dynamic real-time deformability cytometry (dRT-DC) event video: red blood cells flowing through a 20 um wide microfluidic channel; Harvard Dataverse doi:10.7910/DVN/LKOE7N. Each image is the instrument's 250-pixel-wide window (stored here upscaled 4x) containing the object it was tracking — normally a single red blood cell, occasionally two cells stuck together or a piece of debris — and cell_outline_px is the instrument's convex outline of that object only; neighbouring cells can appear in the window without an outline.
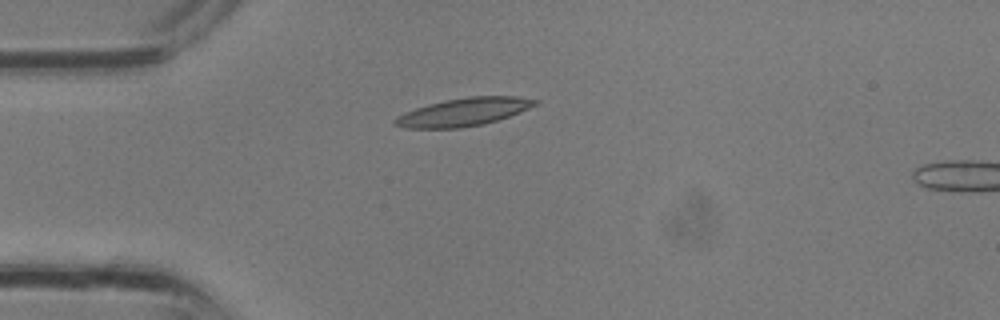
{"species": "common noctule bat (a hibernating species)", "species_latin": "Nyctalus noctula", "temperature_condition": "room temperature", "stored_images_in_passage": 2, "camera_frame_rate_fps": 3000, "um_per_image_px": 0.085, "animal": {"sex": "male", "body_mass_g": 13.3}, "frame": {"image": 1, "passage_image": 1, "time_ms": 0.0, "image_size_px": [1000, 320], "cell_outline_px": [[540, 104], [520, 112], [484, 124], [460, 128], [404, 128], [392, 124], [392, 120], [396, 116], [404, 112], [428, 104], [468, 96], [516, 96], [540, 100]], "centroid_in_image_um": [39.41, 9.52], "position_along_channel_um": 45.6, "area_um2": 22.95}}